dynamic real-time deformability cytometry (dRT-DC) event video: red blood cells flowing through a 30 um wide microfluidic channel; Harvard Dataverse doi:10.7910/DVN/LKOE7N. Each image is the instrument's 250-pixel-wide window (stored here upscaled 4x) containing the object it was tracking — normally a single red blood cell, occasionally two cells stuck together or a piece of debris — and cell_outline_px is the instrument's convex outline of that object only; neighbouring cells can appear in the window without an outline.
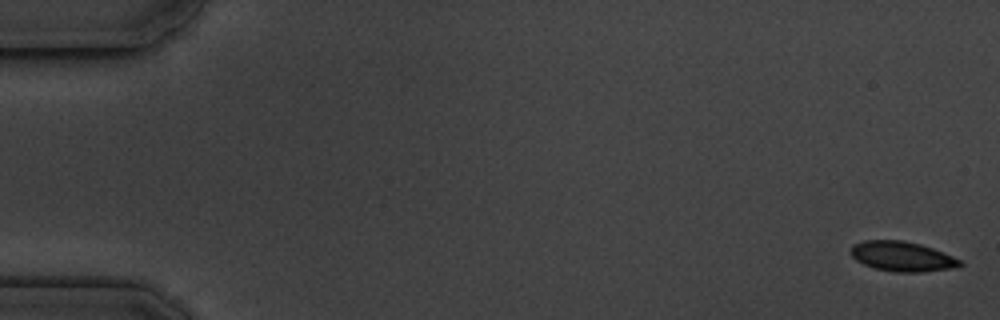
{"species": "common noctule bat (a hibernating species)", "species_latin": "Nyctalus noctula", "temperature_condition": "cold", "stored_images_in_passage": 6, "camera_frame_rate_fps": 3000, "um_per_image_px": 0.085, "animal": {"sex": "male", "body_mass_g": 19.5, "forearm_length_mm": 54.6}, "frame": {"image": 1, "passage_image": 1, "time_ms": 0.0, "image_size_px": [1000, 320], "cell_outline_px": [[964, 264], [956, 268], [920, 272], [896, 272], [876, 268], [864, 264], [856, 260], [852, 256], [852, 244], [864, 240], [904, 240], [920, 244], [944, 252], [960, 260]], "centroid_in_image_um": [76.71, 21.79], "position_along_channel_um": 8.3, "area_um2": 18.96}}
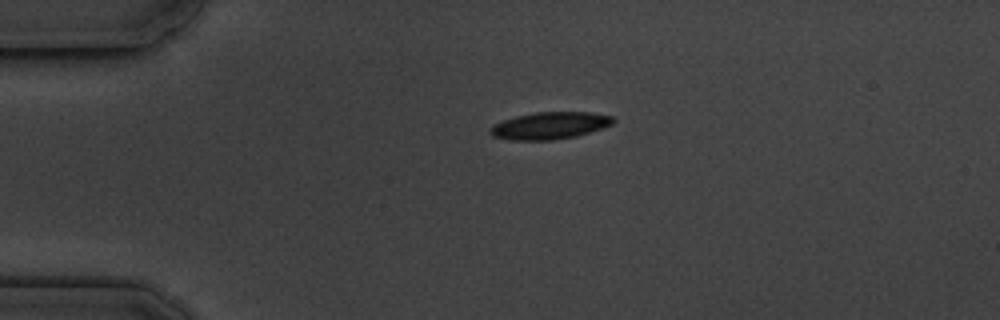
{"frame": {"image": 2, "passage_image": 6, "time_ms": 6.667, "image_size_px": [1000, 320], "cell_outline_px": [[616, 120], [612, 124], [576, 136], [552, 140], [512, 140], [492, 136], [488, 132], [488, 128], [492, 124], [516, 116], [536, 112], [592, 112], [612, 116]], "centroid_in_image_um": [46.69, 10.67], "position_along_channel_um": 38.3, "area_um2": 19.42}}